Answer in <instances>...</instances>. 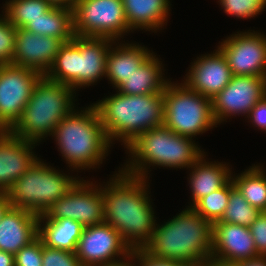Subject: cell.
<instances>
[{
    "instance_id": "cell-1",
    "label": "cell",
    "mask_w": 266,
    "mask_h": 266,
    "mask_svg": "<svg viewBox=\"0 0 266 266\" xmlns=\"http://www.w3.org/2000/svg\"><path fill=\"white\" fill-rule=\"evenodd\" d=\"M115 173L104 186L101 184L104 222L120 233L131 250L143 249L157 224L148 191L149 179L131 176L120 168Z\"/></svg>"
},
{
    "instance_id": "cell-2",
    "label": "cell",
    "mask_w": 266,
    "mask_h": 266,
    "mask_svg": "<svg viewBox=\"0 0 266 266\" xmlns=\"http://www.w3.org/2000/svg\"><path fill=\"white\" fill-rule=\"evenodd\" d=\"M143 250L157 259L189 265L207 263L211 259L212 224L192 208H185L173 219L156 224Z\"/></svg>"
},
{
    "instance_id": "cell-3",
    "label": "cell",
    "mask_w": 266,
    "mask_h": 266,
    "mask_svg": "<svg viewBox=\"0 0 266 266\" xmlns=\"http://www.w3.org/2000/svg\"><path fill=\"white\" fill-rule=\"evenodd\" d=\"M94 103L110 144L126 148L140 134L163 126L164 92L125 95L118 91Z\"/></svg>"
},
{
    "instance_id": "cell-4",
    "label": "cell",
    "mask_w": 266,
    "mask_h": 266,
    "mask_svg": "<svg viewBox=\"0 0 266 266\" xmlns=\"http://www.w3.org/2000/svg\"><path fill=\"white\" fill-rule=\"evenodd\" d=\"M51 135L72 171L98 168L111 147L94 103L81 111L74 108Z\"/></svg>"
},
{
    "instance_id": "cell-5",
    "label": "cell",
    "mask_w": 266,
    "mask_h": 266,
    "mask_svg": "<svg viewBox=\"0 0 266 266\" xmlns=\"http://www.w3.org/2000/svg\"><path fill=\"white\" fill-rule=\"evenodd\" d=\"M193 139L176 134L165 126L145 131L126 147L131 157L121 170L131 176L149 179L150 166L188 169L205 153Z\"/></svg>"
},
{
    "instance_id": "cell-6",
    "label": "cell",
    "mask_w": 266,
    "mask_h": 266,
    "mask_svg": "<svg viewBox=\"0 0 266 266\" xmlns=\"http://www.w3.org/2000/svg\"><path fill=\"white\" fill-rule=\"evenodd\" d=\"M76 91L43 75L33 89L20 120L10 132L24 140L40 143L76 106ZM75 94V95H74Z\"/></svg>"
},
{
    "instance_id": "cell-7",
    "label": "cell",
    "mask_w": 266,
    "mask_h": 266,
    "mask_svg": "<svg viewBox=\"0 0 266 266\" xmlns=\"http://www.w3.org/2000/svg\"><path fill=\"white\" fill-rule=\"evenodd\" d=\"M113 44L109 38L75 36L60 47L45 76L73 91L94 85L106 78V58Z\"/></svg>"
},
{
    "instance_id": "cell-8",
    "label": "cell",
    "mask_w": 266,
    "mask_h": 266,
    "mask_svg": "<svg viewBox=\"0 0 266 266\" xmlns=\"http://www.w3.org/2000/svg\"><path fill=\"white\" fill-rule=\"evenodd\" d=\"M61 172L38 158L5 192L8 200L13 207L25 209L37 215L44 214L79 180V176L73 177Z\"/></svg>"
},
{
    "instance_id": "cell-9",
    "label": "cell",
    "mask_w": 266,
    "mask_h": 266,
    "mask_svg": "<svg viewBox=\"0 0 266 266\" xmlns=\"http://www.w3.org/2000/svg\"><path fill=\"white\" fill-rule=\"evenodd\" d=\"M163 126L176 134L195 137L217 127L211 99L184 82H168L164 89Z\"/></svg>"
},
{
    "instance_id": "cell-10",
    "label": "cell",
    "mask_w": 266,
    "mask_h": 266,
    "mask_svg": "<svg viewBox=\"0 0 266 266\" xmlns=\"http://www.w3.org/2000/svg\"><path fill=\"white\" fill-rule=\"evenodd\" d=\"M73 21L74 33L81 37L109 38L118 42L132 32L122 0H76Z\"/></svg>"
},
{
    "instance_id": "cell-11",
    "label": "cell",
    "mask_w": 266,
    "mask_h": 266,
    "mask_svg": "<svg viewBox=\"0 0 266 266\" xmlns=\"http://www.w3.org/2000/svg\"><path fill=\"white\" fill-rule=\"evenodd\" d=\"M43 75L13 64L0 65V133L20 120L36 83Z\"/></svg>"
},
{
    "instance_id": "cell-12",
    "label": "cell",
    "mask_w": 266,
    "mask_h": 266,
    "mask_svg": "<svg viewBox=\"0 0 266 266\" xmlns=\"http://www.w3.org/2000/svg\"><path fill=\"white\" fill-rule=\"evenodd\" d=\"M80 178L65 196L42 214L45 219L70 218L82 226L104 223V202L101 185Z\"/></svg>"
},
{
    "instance_id": "cell-13",
    "label": "cell",
    "mask_w": 266,
    "mask_h": 266,
    "mask_svg": "<svg viewBox=\"0 0 266 266\" xmlns=\"http://www.w3.org/2000/svg\"><path fill=\"white\" fill-rule=\"evenodd\" d=\"M131 253L120 233L105 222L84 227L75 251L82 266L114 264L128 259Z\"/></svg>"
},
{
    "instance_id": "cell-14",
    "label": "cell",
    "mask_w": 266,
    "mask_h": 266,
    "mask_svg": "<svg viewBox=\"0 0 266 266\" xmlns=\"http://www.w3.org/2000/svg\"><path fill=\"white\" fill-rule=\"evenodd\" d=\"M266 95V77L232 76L231 81L211 98L212 113L217 125L236 115L248 116L251 109ZM243 114V115H242Z\"/></svg>"
},
{
    "instance_id": "cell-15",
    "label": "cell",
    "mask_w": 266,
    "mask_h": 266,
    "mask_svg": "<svg viewBox=\"0 0 266 266\" xmlns=\"http://www.w3.org/2000/svg\"><path fill=\"white\" fill-rule=\"evenodd\" d=\"M253 31V32H251ZM235 76L266 77V35L254 30L232 34L217 47Z\"/></svg>"
},
{
    "instance_id": "cell-16",
    "label": "cell",
    "mask_w": 266,
    "mask_h": 266,
    "mask_svg": "<svg viewBox=\"0 0 266 266\" xmlns=\"http://www.w3.org/2000/svg\"><path fill=\"white\" fill-rule=\"evenodd\" d=\"M259 257L249 227L232 223L212 224L211 259L225 263H240Z\"/></svg>"
},
{
    "instance_id": "cell-17",
    "label": "cell",
    "mask_w": 266,
    "mask_h": 266,
    "mask_svg": "<svg viewBox=\"0 0 266 266\" xmlns=\"http://www.w3.org/2000/svg\"><path fill=\"white\" fill-rule=\"evenodd\" d=\"M190 67L182 82L210 99L220 93L233 76L226 57L218 48L197 57Z\"/></svg>"
},
{
    "instance_id": "cell-18",
    "label": "cell",
    "mask_w": 266,
    "mask_h": 266,
    "mask_svg": "<svg viewBox=\"0 0 266 266\" xmlns=\"http://www.w3.org/2000/svg\"><path fill=\"white\" fill-rule=\"evenodd\" d=\"M64 42L55 37L38 35L16 28L12 64L38 71L45 75L51 68Z\"/></svg>"
},
{
    "instance_id": "cell-19",
    "label": "cell",
    "mask_w": 266,
    "mask_h": 266,
    "mask_svg": "<svg viewBox=\"0 0 266 266\" xmlns=\"http://www.w3.org/2000/svg\"><path fill=\"white\" fill-rule=\"evenodd\" d=\"M37 145L10 131L0 133V193H5L39 158L33 152Z\"/></svg>"
},
{
    "instance_id": "cell-20",
    "label": "cell",
    "mask_w": 266,
    "mask_h": 266,
    "mask_svg": "<svg viewBox=\"0 0 266 266\" xmlns=\"http://www.w3.org/2000/svg\"><path fill=\"white\" fill-rule=\"evenodd\" d=\"M39 215L11 206L0 221V250L15 255L38 237Z\"/></svg>"
},
{
    "instance_id": "cell-21",
    "label": "cell",
    "mask_w": 266,
    "mask_h": 266,
    "mask_svg": "<svg viewBox=\"0 0 266 266\" xmlns=\"http://www.w3.org/2000/svg\"><path fill=\"white\" fill-rule=\"evenodd\" d=\"M110 47L106 58V75L109 82L118 91L136 69L153 53L139 43H116Z\"/></svg>"
},
{
    "instance_id": "cell-22",
    "label": "cell",
    "mask_w": 266,
    "mask_h": 266,
    "mask_svg": "<svg viewBox=\"0 0 266 266\" xmlns=\"http://www.w3.org/2000/svg\"><path fill=\"white\" fill-rule=\"evenodd\" d=\"M204 153L190 168L188 181L191 190L192 203L187 208H191L198 200L204 196L223 187L230 179L232 168L228 163L206 161Z\"/></svg>"
},
{
    "instance_id": "cell-23",
    "label": "cell",
    "mask_w": 266,
    "mask_h": 266,
    "mask_svg": "<svg viewBox=\"0 0 266 266\" xmlns=\"http://www.w3.org/2000/svg\"><path fill=\"white\" fill-rule=\"evenodd\" d=\"M122 3L132 33L137 29L156 33L168 22L169 0H122Z\"/></svg>"
},
{
    "instance_id": "cell-24",
    "label": "cell",
    "mask_w": 266,
    "mask_h": 266,
    "mask_svg": "<svg viewBox=\"0 0 266 266\" xmlns=\"http://www.w3.org/2000/svg\"><path fill=\"white\" fill-rule=\"evenodd\" d=\"M152 53L118 90L125 95L161 93L170 79L164 77L162 61Z\"/></svg>"
},
{
    "instance_id": "cell-25",
    "label": "cell",
    "mask_w": 266,
    "mask_h": 266,
    "mask_svg": "<svg viewBox=\"0 0 266 266\" xmlns=\"http://www.w3.org/2000/svg\"><path fill=\"white\" fill-rule=\"evenodd\" d=\"M83 228L79 222L70 218L45 219L39 215L38 237L47 247L75 252Z\"/></svg>"
},
{
    "instance_id": "cell-26",
    "label": "cell",
    "mask_w": 266,
    "mask_h": 266,
    "mask_svg": "<svg viewBox=\"0 0 266 266\" xmlns=\"http://www.w3.org/2000/svg\"><path fill=\"white\" fill-rule=\"evenodd\" d=\"M24 29L40 36L58 38L64 43L72 41L76 36L73 10L51 6L42 17L31 20Z\"/></svg>"
},
{
    "instance_id": "cell-27",
    "label": "cell",
    "mask_w": 266,
    "mask_h": 266,
    "mask_svg": "<svg viewBox=\"0 0 266 266\" xmlns=\"http://www.w3.org/2000/svg\"><path fill=\"white\" fill-rule=\"evenodd\" d=\"M263 166L254 164L240 175L231 174L235 187L260 212H264L266 208V172Z\"/></svg>"
},
{
    "instance_id": "cell-28",
    "label": "cell",
    "mask_w": 266,
    "mask_h": 266,
    "mask_svg": "<svg viewBox=\"0 0 266 266\" xmlns=\"http://www.w3.org/2000/svg\"><path fill=\"white\" fill-rule=\"evenodd\" d=\"M50 7L46 0H8L2 13L14 27L24 28L31 20L42 17Z\"/></svg>"
},
{
    "instance_id": "cell-29",
    "label": "cell",
    "mask_w": 266,
    "mask_h": 266,
    "mask_svg": "<svg viewBox=\"0 0 266 266\" xmlns=\"http://www.w3.org/2000/svg\"><path fill=\"white\" fill-rule=\"evenodd\" d=\"M235 187L233 180L230 179L223 187L204 196L198 200L191 208L201 215L211 224L219 221L228 205L230 191Z\"/></svg>"
},
{
    "instance_id": "cell-30",
    "label": "cell",
    "mask_w": 266,
    "mask_h": 266,
    "mask_svg": "<svg viewBox=\"0 0 266 266\" xmlns=\"http://www.w3.org/2000/svg\"><path fill=\"white\" fill-rule=\"evenodd\" d=\"M228 202L222 218L217 222L249 227L260 213L258 209L248 203L236 187L230 191Z\"/></svg>"
},
{
    "instance_id": "cell-31",
    "label": "cell",
    "mask_w": 266,
    "mask_h": 266,
    "mask_svg": "<svg viewBox=\"0 0 266 266\" xmlns=\"http://www.w3.org/2000/svg\"><path fill=\"white\" fill-rule=\"evenodd\" d=\"M2 16V17H1ZM0 16V65L12 64L16 40V27L4 13Z\"/></svg>"
},
{
    "instance_id": "cell-32",
    "label": "cell",
    "mask_w": 266,
    "mask_h": 266,
    "mask_svg": "<svg viewBox=\"0 0 266 266\" xmlns=\"http://www.w3.org/2000/svg\"><path fill=\"white\" fill-rule=\"evenodd\" d=\"M223 11L240 19H251L263 10L252 0H219Z\"/></svg>"
},
{
    "instance_id": "cell-33",
    "label": "cell",
    "mask_w": 266,
    "mask_h": 266,
    "mask_svg": "<svg viewBox=\"0 0 266 266\" xmlns=\"http://www.w3.org/2000/svg\"><path fill=\"white\" fill-rule=\"evenodd\" d=\"M42 266H82L75 252L54 249L43 245Z\"/></svg>"
},
{
    "instance_id": "cell-34",
    "label": "cell",
    "mask_w": 266,
    "mask_h": 266,
    "mask_svg": "<svg viewBox=\"0 0 266 266\" xmlns=\"http://www.w3.org/2000/svg\"><path fill=\"white\" fill-rule=\"evenodd\" d=\"M14 256L15 266H42V240L37 237Z\"/></svg>"
},
{
    "instance_id": "cell-35",
    "label": "cell",
    "mask_w": 266,
    "mask_h": 266,
    "mask_svg": "<svg viewBox=\"0 0 266 266\" xmlns=\"http://www.w3.org/2000/svg\"><path fill=\"white\" fill-rule=\"evenodd\" d=\"M258 256L266 257V213L260 212L249 226Z\"/></svg>"
},
{
    "instance_id": "cell-36",
    "label": "cell",
    "mask_w": 266,
    "mask_h": 266,
    "mask_svg": "<svg viewBox=\"0 0 266 266\" xmlns=\"http://www.w3.org/2000/svg\"><path fill=\"white\" fill-rule=\"evenodd\" d=\"M135 266H191L185 262L157 259L150 256L143 249L132 250Z\"/></svg>"
},
{
    "instance_id": "cell-37",
    "label": "cell",
    "mask_w": 266,
    "mask_h": 266,
    "mask_svg": "<svg viewBox=\"0 0 266 266\" xmlns=\"http://www.w3.org/2000/svg\"><path fill=\"white\" fill-rule=\"evenodd\" d=\"M247 118L253 127L266 132V95L251 109Z\"/></svg>"
},
{
    "instance_id": "cell-38",
    "label": "cell",
    "mask_w": 266,
    "mask_h": 266,
    "mask_svg": "<svg viewBox=\"0 0 266 266\" xmlns=\"http://www.w3.org/2000/svg\"><path fill=\"white\" fill-rule=\"evenodd\" d=\"M53 7L73 10L76 0H46Z\"/></svg>"
},
{
    "instance_id": "cell-39",
    "label": "cell",
    "mask_w": 266,
    "mask_h": 266,
    "mask_svg": "<svg viewBox=\"0 0 266 266\" xmlns=\"http://www.w3.org/2000/svg\"><path fill=\"white\" fill-rule=\"evenodd\" d=\"M0 266H15V256L0 250Z\"/></svg>"
},
{
    "instance_id": "cell-40",
    "label": "cell",
    "mask_w": 266,
    "mask_h": 266,
    "mask_svg": "<svg viewBox=\"0 0 266 266\" xmlns=\"http://www.w3.org/2000/svg\"><path fill=\"white\" fill-rule=\"evenodd\" d=\"M11 206V202L8 200L6 193H0V221Z\"/></svg>"
},
{
    "instance_id": "cell-41",
    "label": "cell",
    "mask_w": 266,
    "mask_h": 266,
    "mask_svg": "<svg viewBox=\"0 0 266 266\" xmlns=\"http://www.w3.org/2000/svg\"><path fill=\"white\" fill-rule=\"evenodd\" d=\"M241 266H266V257H257L254 259L244 260L239 263Z\"/></svg>"
},
{
    "instance_id": "cell-42",
    "label": "cell",
    "mask_w": 266,
    "mask_h": 266,
    "mask_svg": "<svg viewBox=\"0 0 266 266\" xmlns=\"http://www.w3.org/2000/svg\"><path fill=\"white\" fill-rule=\"evenodd\" d=\"M101 266H135V264L133 262V255L131 254V256L128 257V260L125 259L124 261L122 260L114 264L101 265Z\"/></svg>"
},
{
    "instance_id": "cell-43",
    "label": "cell",
    "mask_w": 266,
    "mask_h": 266,
    "mask_svg": "<svg viewBox=\"0 0 266 266\" xmlns=\"http://www.w3.org/2000/svg\"><path fill=\"white\" fill-rule=\"evenodd\" d=\"M254 1L263 11L266 8V0H252Z\"/></svg>"
},
{
    "instance_id": "cell-44",
    "label": "cell",
    "mask_w": 266,
    "mask_h": 266,
    "mask_svg": "<svg viewBox=\"0 0 266 266\" xmlns=\"http://www.w3.org/2000/svg\"><path fill=\"white\" fill-rule=\"evenodd\" d=\"M216 266H241L238 263H225L221 261H216Z\"/></svg>"
},
{
    "instance_id": "cell-45",
    "label": "cell",
    "mask_w": 266,
    "mask_h": 266,
    "mask_svg": "<svg viewBox=\"0 0 266 266\" xmlns=\"http://www.w3.org/2000/svg\"><path fill=\"white\" fill-rule=\"evenodd\" d=\"M191 266H216V260H210L209 262L204 264L191 265Z\"/></svg>"
}]
</instances>
